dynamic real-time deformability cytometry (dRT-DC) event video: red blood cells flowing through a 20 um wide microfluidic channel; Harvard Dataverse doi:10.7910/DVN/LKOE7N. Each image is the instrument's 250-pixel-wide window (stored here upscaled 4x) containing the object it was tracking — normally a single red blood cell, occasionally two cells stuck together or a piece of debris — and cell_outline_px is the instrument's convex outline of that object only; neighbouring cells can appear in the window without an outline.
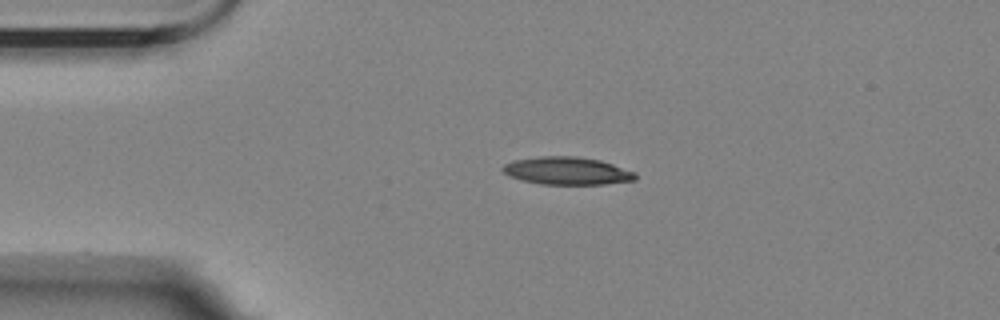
{"species": "Egyptian fruit bat (a non-hibernating species)", "species_latin": "Rousettus aegyptiacus", "temperature_condition": "room temperature", "stored_images_in_passage": 9, "camera_frame_rate_fps": 3000, "um_per_image_px": 0.085, "animal": {"sex": "female"}, "frame": {"image": 1, "passage_image": 1, "time_ms": 0.0, "image_size_px": [1000, 320], "cell_outline_px": [[636, 180], [604, 184], [540, 184], [520, 180], [508, 176], [500, 168], [504, 164], [512, 160], [540, 156], [576, 156], [600, 160], [636, 172]], "centroid_in_image_um": [48.16, 14.52], "position_along_channel_um": 36.8, "area_um2": 21.56}}
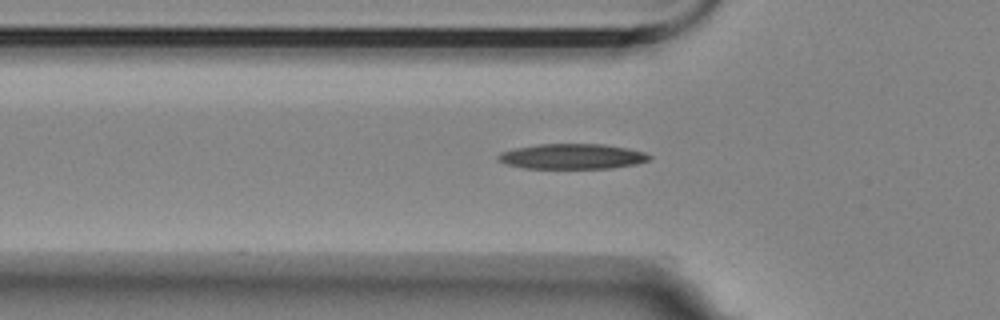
{"frame": {"image": 2, "passage_image": 7, "time_ms": 2.0, "image_size_px": [1000, 320], "cell_outline_px": [[652, 156], [648, 160], [636, 164], [612, 168], [524, 168], [508, 164], [496, 160], [496, 156], [500, 152], [516, 148], [540, 144], [604, 144], [628, 148], [644, 152]], "centroid_in_image_um": [48.63, 13.29], "position_along_channel_um": 77.2, "area_um2": 22.2}}